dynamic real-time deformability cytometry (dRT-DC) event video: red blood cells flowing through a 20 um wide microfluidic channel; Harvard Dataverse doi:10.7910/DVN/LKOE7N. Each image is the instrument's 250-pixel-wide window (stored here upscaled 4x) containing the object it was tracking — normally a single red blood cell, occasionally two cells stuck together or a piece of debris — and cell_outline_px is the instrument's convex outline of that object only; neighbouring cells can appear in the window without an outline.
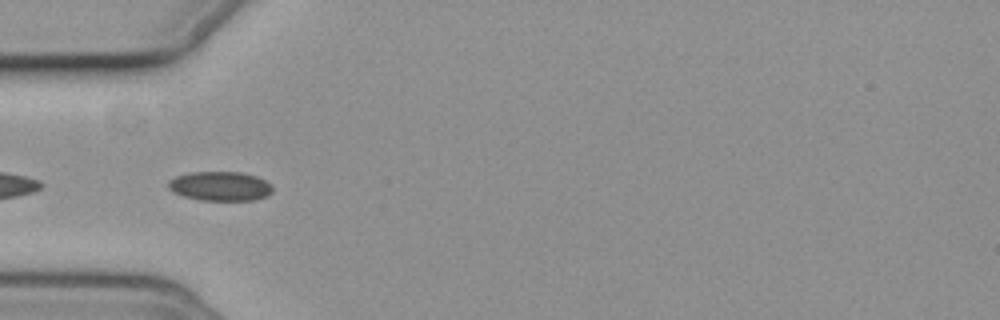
{"species": "common noctule bat (a hibernating species)", "species_latin": "Nyctalus noctula", "temperature_condition": "cold", "stored_images_in_passage": 26, "segment_of_instrument_passage": [2, 2], "camera_frame_rate_fps": 3000, "um_per_image_px": 0.085, "animal": {"sex": "female", "body_mass_g": 19.3, "forearm_length_mm": 54.1}, "frame": {"image": 1, "passage_image": 18, "time_ms": 5.667, "image_size_px": [1000, 320], "cell_outline_px": [[272, 192], [256, 200], [200, 200], [184, 196], [172, 192], [168, 188], [168, 180], [176, 176], [188, 172], [240, 172], [256, 176], [264, 180], [272, 188]], "centroid_in_image_um": [18.66, 15.82], "position_along_channel_um": 66.3, "area_um2": 17.74}}